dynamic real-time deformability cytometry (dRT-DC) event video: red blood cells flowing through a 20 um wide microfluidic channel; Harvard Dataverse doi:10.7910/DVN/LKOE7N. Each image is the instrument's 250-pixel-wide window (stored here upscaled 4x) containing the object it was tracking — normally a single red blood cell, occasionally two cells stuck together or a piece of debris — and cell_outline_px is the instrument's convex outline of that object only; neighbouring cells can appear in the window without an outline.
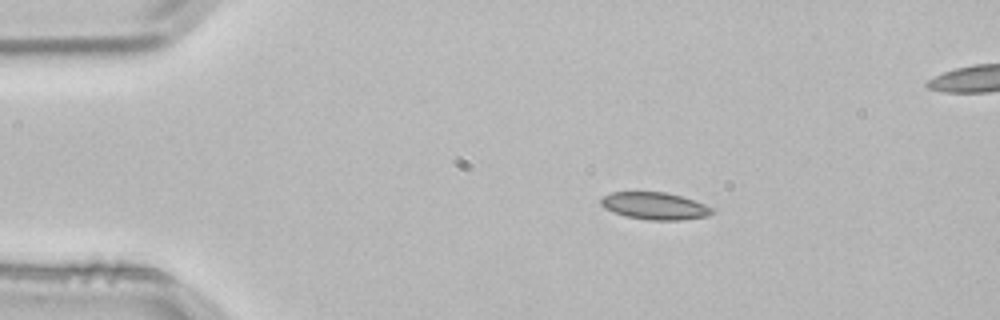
{"species": "common noctule bat (a hibernating species)", "species_latin": "Nyctalus noctula", "temperature_condition": "room temperature", "stored_images_in_passage": 3, "segment_of_instrument_passage": [1, 2], "camera_frame_rate_fps": 3000, "um_per_image_px": 0.085, "animal": {"sex": "male", "body_mass_g": 21.5, "forearm_length_mm": 52.0}, "frame": {"image": 1, "passage_image": 1, "time_ms": 0.0, "image_size_px": [1000, 320], "cell_outline_px": [[716, 208], [708, 216], [684, 220], [648, 220], [624, 216], [612, 212], [604, 208], [600, 204], [600, 200], [604, 196], [612, 192], [668, 192]], "centroid_in_image_um": [55.65, 17.51], "position_along_channel_um": 29.4, "area_um2": 17.74}}